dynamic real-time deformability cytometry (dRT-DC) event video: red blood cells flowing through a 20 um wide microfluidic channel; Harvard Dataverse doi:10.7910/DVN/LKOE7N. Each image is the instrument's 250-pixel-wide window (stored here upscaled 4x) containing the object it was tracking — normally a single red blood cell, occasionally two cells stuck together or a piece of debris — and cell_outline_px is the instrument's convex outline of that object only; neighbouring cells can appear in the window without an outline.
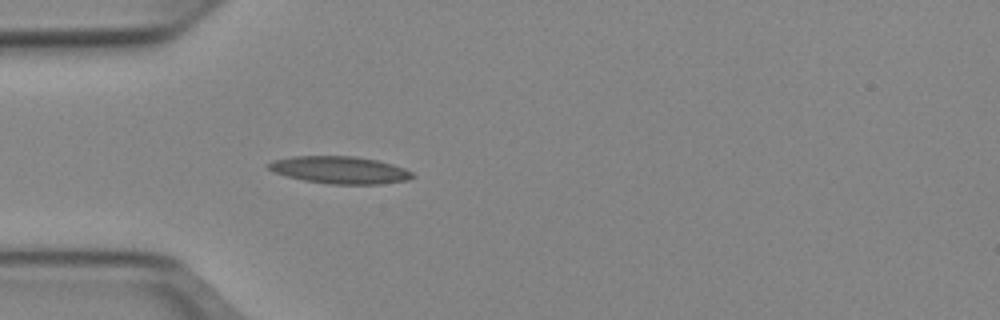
{"species": "Egyptian fruit bat (a non-hibernating species)", "species_latin": "Rousettus aegyptiacus", "temperature_condition": "cold", "stored_images_in_passage": 37, "camera_frame_rate_fps": 3000, "um_per_image_px": 0.085, "animal": {"sex": "female"}, "frame": {"image": 1, "passage_image": 1, "time_ms": 0.0, "image_size_px": [1000, 320], "cell_outline_px": [[416, 176], [408, 180], [380, 184], [328, 184], [304, 180], [288, 176], [276, 172], [268, 168], [264, 164], [272, 160], [292, 156], [356, 156], [376, 160], [392, 164], [404, 168], [412, 172]], "centroid_in_image_um": [28.88, 14.44], "position_along_channel_um": 56.1, "area_um2": 22.95}}
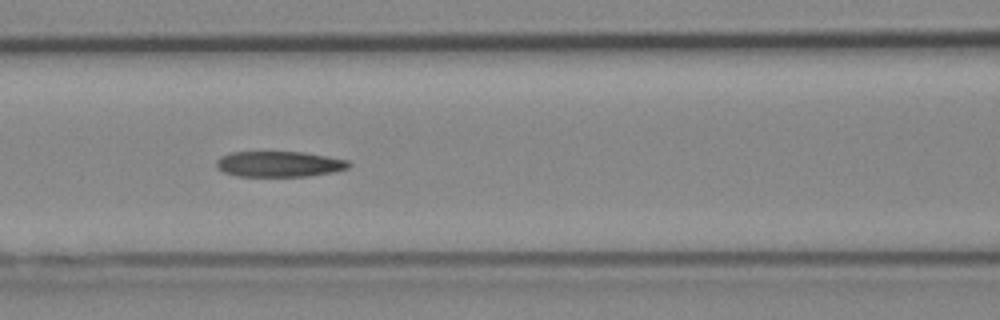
{"frame": {"image": 2, "passage_image": 8, "time_ms": 2.333, "image_size_px": [1000, 320], "cell_outline_px": [[352, 164], [348, 168], [332, 172], [308, 176], [236, 176], [224, 172], [216, 168], [216, 160], [220, 156], [228, 152], [304, 152], [348, 160]], "centroid_in_image_um": [23.7, 13.94], "position_along_channel_um": 142.9, "area_um2": 19.88}}
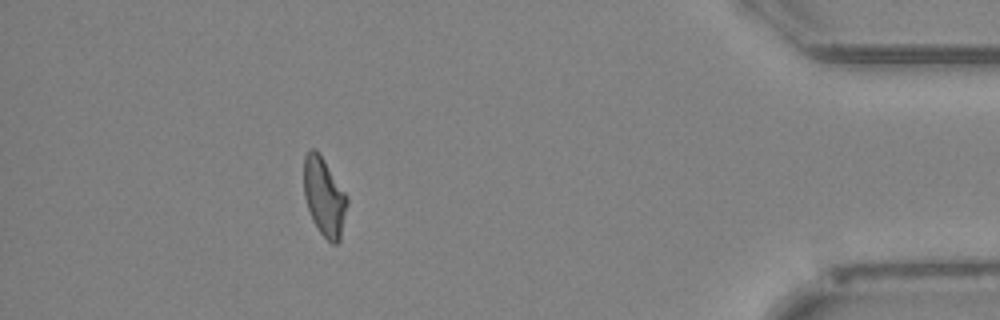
{"frame": {"image": 3, "passage_image": 32, "time_ms": 10.333, "image_size_px": [1000, 320], "cell_outline_px": [[348, 204], [340, 240], [336, 244], [332, 244], [320, 232], [312, 220], [304, 196], [304, 156], [312, 148], [316, 148], [320, 152], [348, 196]], "centroid_in_image_um": [27.57, 16.7], "position_along_channel_um": 407.6, "area_um2": 20.0}, "authors_computed_cell_mechanics": {"area_um2": 20.5768, "velocity_mm_per_s": 3.9366, "shape_relaxation_time_tau1_ms": 10.2474, "shape_relaxation_time_tau2_ms": 5.1977, "deformation_change_tau1": 0.2429, "deformation_change_tau2": 0.1425}}